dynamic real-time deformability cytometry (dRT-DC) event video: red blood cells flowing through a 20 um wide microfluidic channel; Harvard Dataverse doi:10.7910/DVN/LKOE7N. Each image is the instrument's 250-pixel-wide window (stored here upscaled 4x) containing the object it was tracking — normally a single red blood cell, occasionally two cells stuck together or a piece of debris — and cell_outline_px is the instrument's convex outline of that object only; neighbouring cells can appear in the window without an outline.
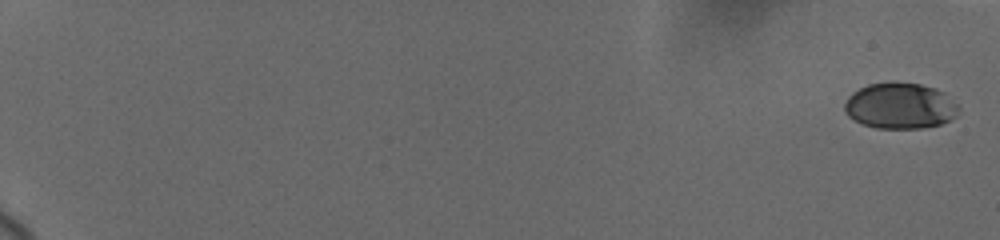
{"species": "human", "species_latin": "Homo sapiens", "temperature_condition": "cold", "stored_images_in_passage": 28, "camera_frame_rate_fps": 3000, "um_per_image_px": 0.085, "donor": {"sex": "female"}, "frame": {"image": 1, "passage_image": 1, "time_ms": 0.0, "image_size_px": [1000, 240], "cell_outline_px": [[960, 108], [956, 116], [952, 120], [940, 124], [924, 128], [876, 128], [864, 124], [848, 116], [844, 112], [844, 104], [848, 96], [852, 92], [868, 84], [920, 84], [936, 88], [944, 92]], "centroid_in_image_um": [76.52, 9.02], "position_along_channel_um": 8.5, "area_um2": 30.23}}
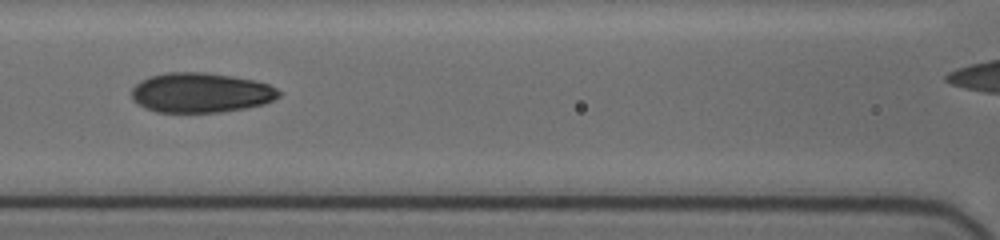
{"frame": {"image": 2, "passage_image": 24, "time_ms": 10.0, "image_size_px": [1000, 240], "cell_outline_px": [[280, 96], [264, 104], [244, 108], [220, 112], [156, 112], [144, 108], [132, 100], [132, 88], [140, 80], [148, 76], [164, 72], [204, 72], [232, 76], [256, 80], [268, 84], [276, 88], [280, 92]], "centroid_in_image_um": [17.03, 7.87], "position_along_channel_um": 149.6, "area_um2": 34.39}}
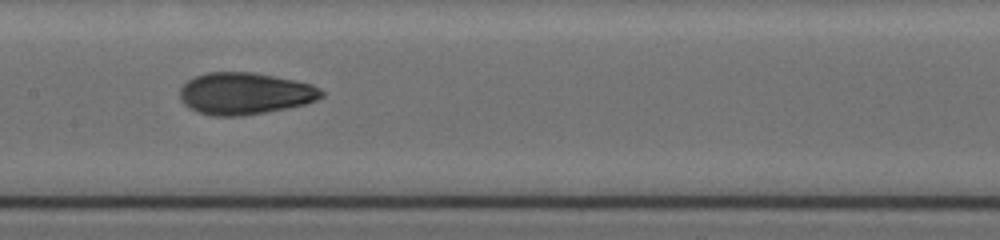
{"frame": {"image": 3, "passage_image": 27, "time_ms": 11.0, "image_size_px": [1000, 240], "cell_outline_px": [[324, 96], [316, 100], [304, 104], [288, 108], [244, 116], [212, 116], [188, 108], [180, 100], [180, 88], [188, 80], [196, 76], [208, 72], [252, 72], [312, 84], [320, 88], [324, 92]], "centroid_in_image_um": [20.81, 7.96], "position_along_channel_um": 186.6, "area_um2": 34.56}}